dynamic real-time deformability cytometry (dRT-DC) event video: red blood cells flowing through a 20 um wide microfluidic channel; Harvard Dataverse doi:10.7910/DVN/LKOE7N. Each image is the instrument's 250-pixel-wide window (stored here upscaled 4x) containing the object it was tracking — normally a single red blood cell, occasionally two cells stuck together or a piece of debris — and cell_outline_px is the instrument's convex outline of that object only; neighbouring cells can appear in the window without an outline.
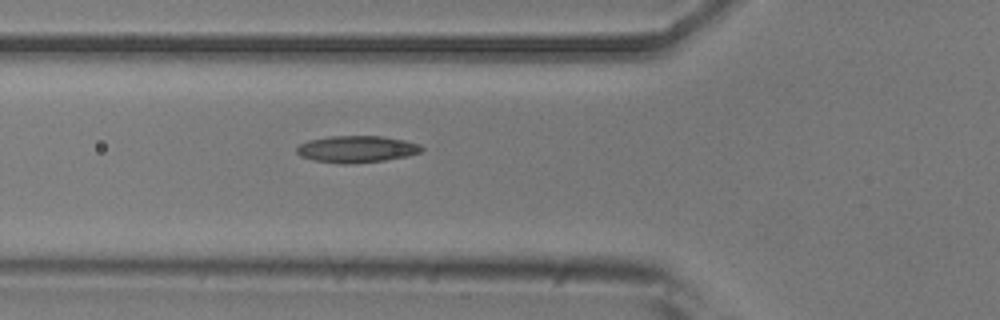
{"species": "common noctule bat (a hibernating species)", "species_latin": "Nyctalus noctula", "temperature_condition": "room temperature", "stored_images_in_passage": 3, "camera_frame_rate_fps": 3000, "um_per_image_px": 0.085, "animal": {"sex": "male", "body_mass_g": 20.5, "forearm_length_mm": 52.5}, "frame": {"image": 1, "passage_image": 3, "time_ms": 2.0, "image_size_px": [1000, 320], "cell_outline_px": [[424, 148], [420, 152], [408, 156], [384, 160], [348, 164], [340, 164], [316, 160], [300, 156], [296, 152], [296, 148], [300, 144], [308, 140], [328, 136], [380, 136], [404, 140], [420, 144]], "centroid_in_image_um": [30.31, 12.67], "position_along_channel_um": 95.5, "area_um2": 19.48}}